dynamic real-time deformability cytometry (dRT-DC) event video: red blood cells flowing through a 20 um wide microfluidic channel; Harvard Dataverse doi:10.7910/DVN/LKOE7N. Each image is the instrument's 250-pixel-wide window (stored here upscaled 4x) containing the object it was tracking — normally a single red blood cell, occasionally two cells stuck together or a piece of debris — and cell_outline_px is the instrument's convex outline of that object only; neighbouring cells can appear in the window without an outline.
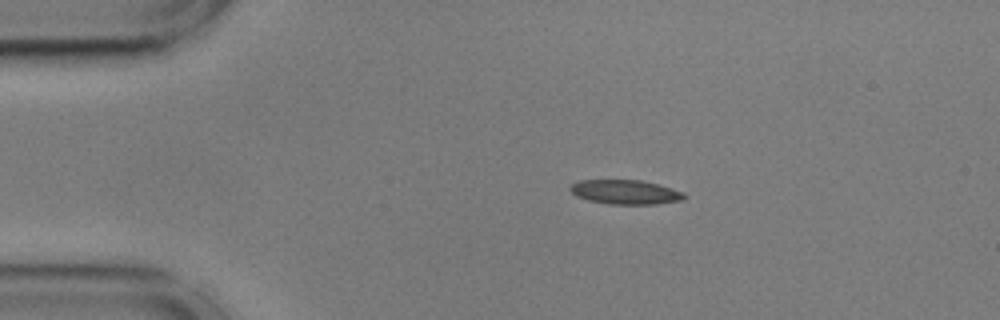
{"species": "common noctule bat (a hibernating species)", "species_latin": "Nyctalus noctula", "temperature_condition": "cold", "stored_images_in_passage": 45, "camera_frame_rate_fps": 3000, "um_per_image_px": 0.085, "animal": {"sex": "male", "body_mass_g": 17.9, "forearm_length_mm": 54.2}, "frame": {"image": 1, "passage_image": 1, "time_ms": 0.0, "image_size_px": [1000, 320], "cell_outline_px": [[688, 196], [680, 200], [656, 204], [608, 204], [588, 200], [576, 196], [568, 188], [572, 184], [580, 180], [640, 180], [672, 188], [684, 192]], "centroid_in_image_um": [53.15, 16.32], "position_along_channel_um": 31.8, "area_um2": 16.13}}
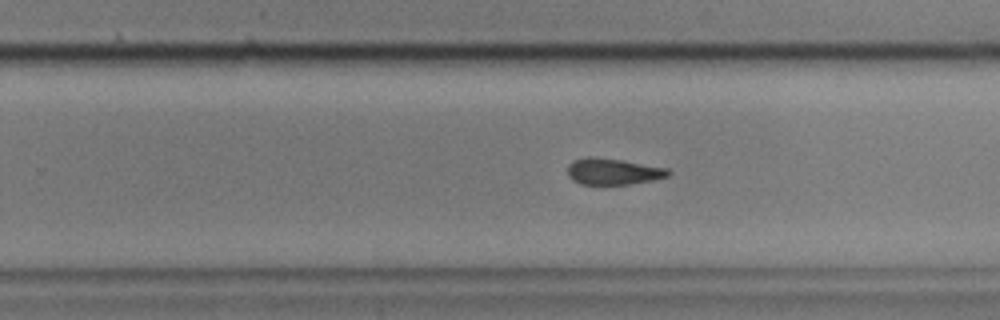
{"frame": {"image": 2, "passage_image": 25, "time_ms": 8.0, "image_size_px": [1000, 320], "cell_outline_px": [[672, 172], [668, 176], [652, 180], [628, 184], [580, 184], [572, 180], [568, 176], [568, 164], [572, 160], [584, 156], [596, 156], [624, 160], [668, 168]], "centroid_in_image_um": [52.08, 14.55], "position_along_channel_um": 277.7, "area_um2": 15.72}}
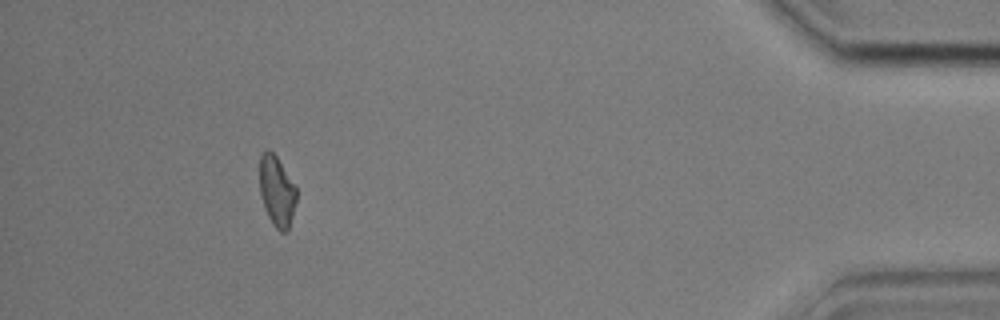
{"frame": {"image": 3, "passage_image": 41, "time_ms": 13.333, "image_size_px": [1000, 320], "cell_outline_px": [[296, 200], [288, 232], [280, 232], [272, 224], [264, 208], [260, 192], [260, 156], [268, 148], [276, 156], [296, 184]], "centroid_in_image_um": [23.54, 16.26], "position_along_channel_um": 411.7, "area_um2": 15.2}, "authors_computed_cell_mechanics": {"area_um2": 16.1262, "velocity_mm_per_s": 3.6184, "shape_relaxation_time_tau1_ms": 3.9219, "shape_relaxation_time_tau2_ms": 2.5939, "deformation_change_tau1": 0.1004, "deformation_change_tau2": 0.0882}}